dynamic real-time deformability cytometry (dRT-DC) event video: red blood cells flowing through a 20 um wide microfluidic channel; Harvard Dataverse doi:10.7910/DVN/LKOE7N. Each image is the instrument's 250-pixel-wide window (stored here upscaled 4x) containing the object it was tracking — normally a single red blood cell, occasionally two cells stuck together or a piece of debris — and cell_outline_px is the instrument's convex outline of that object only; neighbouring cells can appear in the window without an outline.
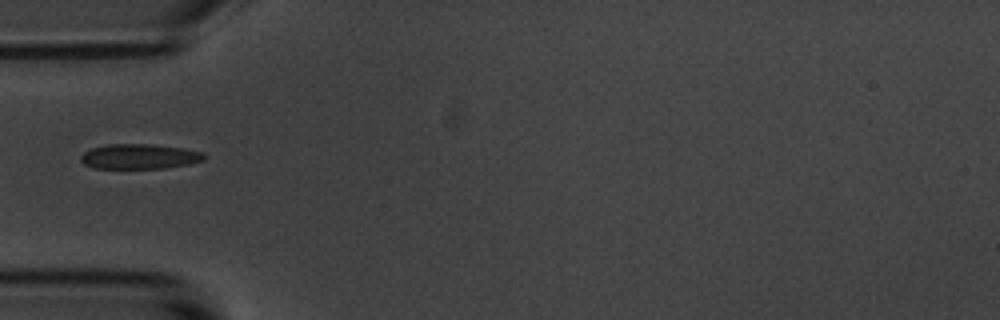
{"species": "common noctule bat (a hibernating species)", "species_latin": "Nyctalus noctula", "temperature_condition": "room temperature", "stored_images_in_passage": 8, "camera_frame_rate_fps": 3000, "um_per_image_px": 0.085, "animal": {"sex": "male", "body_mass_g": 20.1, "forearm_length_mm": 53.5}, "frame": {"image": 1, "passage_image": 1, "time_ms": 0.0, "image_size_px": [1000, 320], "cell_outline_px": [[204, 160], [188, 164], [164, 168], [92, 168], [84, 164], [80, 160], [80, 156], [84, 152], [92, 148], [108, 144], [148, 144], [184, 148], [204, 152]], "centroid_in_image_um": [11.84, 13.3], "position_along_channel_um": 73.2, "area_um2": 17.92}}